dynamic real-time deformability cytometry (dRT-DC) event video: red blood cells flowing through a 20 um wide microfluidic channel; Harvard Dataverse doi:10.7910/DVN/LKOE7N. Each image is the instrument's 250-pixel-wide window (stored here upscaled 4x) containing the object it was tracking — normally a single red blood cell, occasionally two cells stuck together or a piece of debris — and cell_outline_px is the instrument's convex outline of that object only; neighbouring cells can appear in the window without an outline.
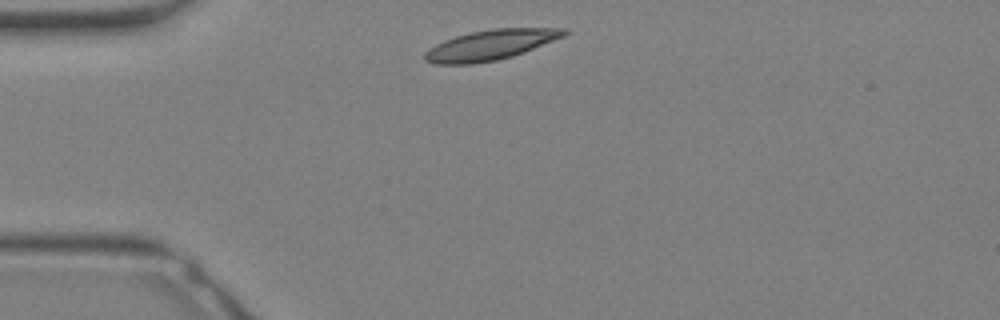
{"species": "Egyptian fruit bat (a non-hibernating species)", "species_latin": "Rousettus aegyptiacus", "temperature_condition": "warm", "stored_images_in_passage": 5, "camera_frame_rate_fps": 3000, "um_per_image_px": 0.085, "animal": {"sex": "female"}, "frame": {"image": 1, "passage_image": 1, "time_ms": 0.0, "image_size_px": [1000, 320], "cell_outline_px": [[568, 32], [564, 36], [524, 52], [512, 56], [496, 60], [472, 64], [432, 64], [424, 60], [424, 52], [428, 48], [444, 40], [456, 36], [472, 32], [496, 28], [568, 28]], "centroid_in_image_um": [41.66, 3.82], "position_along_channel_um": 43.3, "area_um2": 24.39}}
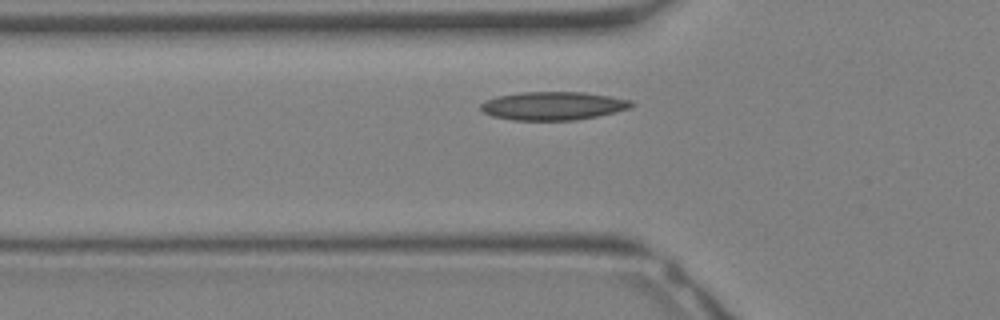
{"frame": {"image": 2, "passage_image": 4, "time_ms": 1.0, "image_size_px": [1000, 320], "cell_outline_px": [[636, 104], [632, 108], [596, 116], [572, 120], [512, 120], [492, 116], [484, 112], [480, 108], [480, 104], [496, 96], [520, 92], [584, 92], [632, 100]], "centroid_in_image_um": [47.03, 8.99], "position_along_channel_um": 78.8, "area_um2": 24.85}}